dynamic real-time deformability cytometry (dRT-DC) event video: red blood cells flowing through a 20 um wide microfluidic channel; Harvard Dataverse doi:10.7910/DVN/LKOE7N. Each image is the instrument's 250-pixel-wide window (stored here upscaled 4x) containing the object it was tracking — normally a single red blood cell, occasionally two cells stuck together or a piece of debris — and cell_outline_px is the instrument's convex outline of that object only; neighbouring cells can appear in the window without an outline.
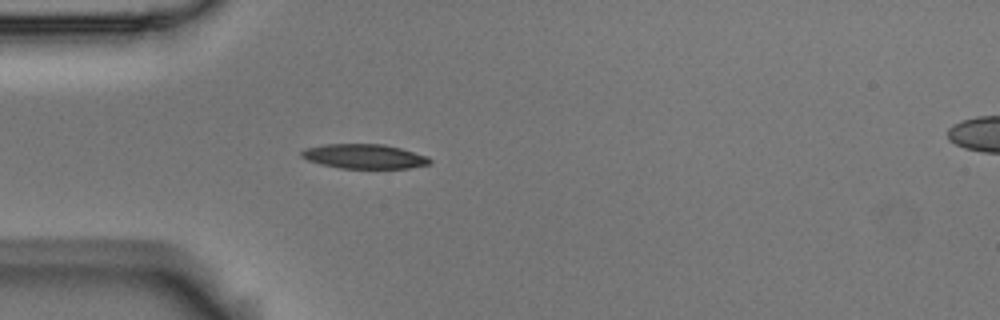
{"species": "Egyptian fruit bat (a non-hibernating species)", "species_latin": "Rousettus aegyptiacus", "temperature_condition": "room temperature", "stored_images_in_passage": 2, "camera_frame_rate_fps": 3000, "um_per_image_px": 0.085, "animal": {"sex": "male"}, "frame": {"image": 1, "passage_image": 2, "time_ms": 0.333, "image_size_px": [1000, 320], "cell_outline_px": [[432, 160], [428, 164], [408, 168], [340, 168], [320, 164], [308, 160], [300, 156], [300, 152], [304, 148], [324, 144], [384, 144], [400, 148], [428, 156]], "centroid_in_image_um": [30.93, 13.28], "position_along_channel_um": 54.1, "area_um2": 18.32}}